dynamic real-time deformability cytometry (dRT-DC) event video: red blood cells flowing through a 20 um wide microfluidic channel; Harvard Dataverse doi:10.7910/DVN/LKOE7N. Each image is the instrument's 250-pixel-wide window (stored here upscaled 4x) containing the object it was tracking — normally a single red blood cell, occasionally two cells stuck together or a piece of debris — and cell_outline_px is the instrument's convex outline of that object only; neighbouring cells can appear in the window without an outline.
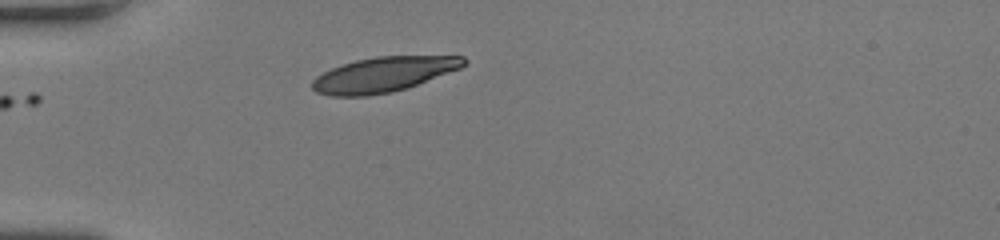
{"species": "human", "species_latin": "Homo sapiens", "temperature_condition": "room temperature", "stored_images_in_passage": 34, "camera_frame_rate_fps": 3000, "um_per_image_px": 0.085, "donor": {"sex": "female"}, "frame": {"image": 1, "passage_image": 1, "time_ms": 0.0, "image_size_px": [1000, 240], "cell_outline_px": [[468, 60], [460, 68], [416, 84], [392, 92], [368, 96], [332, 96], [316, 92], [312, 88], [312, 80], [316, 76], [332, 68], [356, 60], [376, 56], [464, 56]], "centroid_in_image_um": [32.56, 6.33], "position_along_channel_um": 52.4, "area_um2": 30.52}}
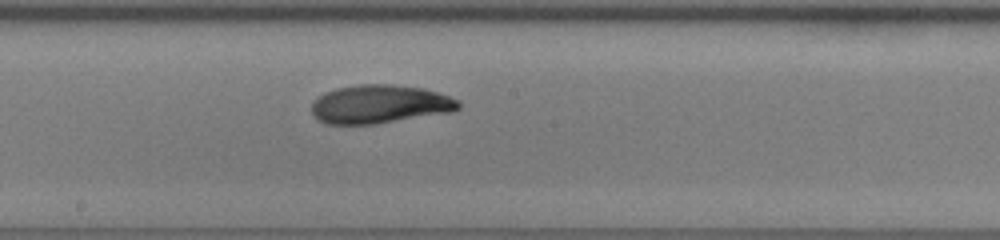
{"frame": {"image": 2, "passage_image": 14, "time_ms": 4.333, "image_size_px": [1000, 240], "cell_outline_px": [[460, 108], [452, 112], [376, 124], [324, 124], [316, 120], [312, 116], [312, 104], [324, 92], [336, 88], [360, 84], [392, 84], [424, 88], [460, 100]], "centroid_in_image_um": [32.27, 8.86], "position_along_channel_um": 215.9, "area_um2": 33.23}}
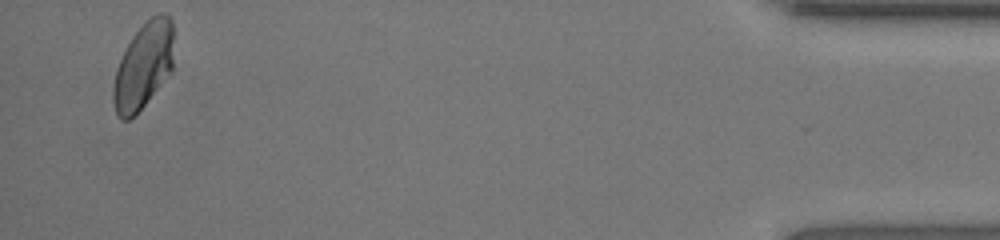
{"frame": {"image": 3, "passage_image": 34, "time_ms": 11.0, "image_size_px": [1000, 240], "cell_outline_px": [[172, 68], [144, 104], [128, 120], [120, 120], [116, 116], [112, 100], [112, 88], [116, 72], [120, 60], [132, 36], [144, 20], [160, 12], [164, 12], [172, 20]], "centroid_in_image_um": [12.15, 5.56], "position_along_channel_um": 423.0, "area_um2": 29.88}, "authors_computed_cell_mechanics": {"area_um2": 32.2235, "velocity_mm_per_s": 4.2265, "shape_relaxation_time_tau1_ms": 3.6027, "shape_relaxation_time_tau2_ms": 2.5739, "deformation_change_tau1": 0.1384, "deformation_change_tau2": 0.053}}